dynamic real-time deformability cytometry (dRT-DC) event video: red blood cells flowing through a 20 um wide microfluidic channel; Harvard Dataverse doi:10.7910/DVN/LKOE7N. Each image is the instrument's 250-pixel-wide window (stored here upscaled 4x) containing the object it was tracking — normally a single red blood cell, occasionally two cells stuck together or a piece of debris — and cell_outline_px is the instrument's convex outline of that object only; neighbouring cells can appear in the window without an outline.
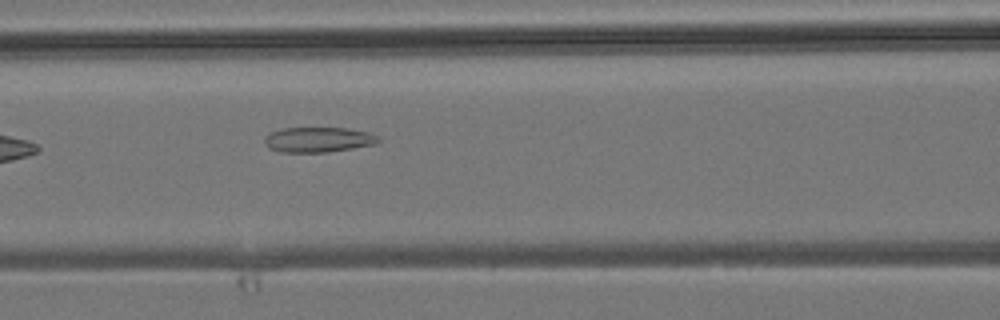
{"species": "common noctule bat (a hibernating species)", "species_latin": "Nyctalus noctula", "temperature_condition": "room temperature", "stored_images_in_passage": 6, "camera_frame_rate_fps": 3000, "um_per_image_px": 0.085, "animal": {"sex": "male", "body_mass_g": 19.2, "forearm_length_mm": 51.8}, "frame": {"image": 1, "passage_image": 6, "time_ms": 6.0, "image_size_px": [1000, 320], "cell_outline_px": [[380, 140], [376, 144], [328, 152], [280, 152], [268, 148], [264, 144], [264, 136], [268, 132], [280, 128], [348, 128], [368, 132], [380, 136]], "centroid_in_image_um": [27.01, 11.86], "position_along_channel_um": 139.6, "area_um2": 16.94}}